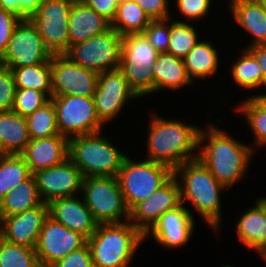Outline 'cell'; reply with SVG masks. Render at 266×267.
Segmentation results:
<instances>
[{
	"label": "cell",
	"instance_id": "obj_12",
	"mask_svg": "<svg viewBox=\"0 0 266 267\" xmlns=\"http://www.w3.org/2000/svg\"><path fill=\"white\" fill-rule=\"evenodd\" d=\"M52 54L30 19L24 18L16 25L0 64L8 68L46 63Z\"/></svg>",
	"mask_w": 266,
	"mask_h": 267
},
{
	"label": "cell",
	"instance_id": "obj_50",
	"mask_svg": "<svg viewBox=\"0 0 266 267\" xmlns=\"http://www.w3.org/2000/svg\"><path fill=\"white\" fill-rule=\"evenodd\" d=\"M222 267H233V266H230V265H223Z\"/></svg>",
	"mask_w": 266,
	"mask_h": 267
},
{
	"label": "cell",
	"instance_id": "obj_24",
	"mask_svg": "<svg viewBox=\"0 0 266 267\" xmlns=\"http://www.w3.org/2000/svg\"><path fill=\"white\" fill-rule=\"evenodd\" d=\"M229 2L236 23L253 37L248 47L266 44V6L251 0Z\"/></svg>",
	"mask_w": 266,
	"mask_h": 267
},
{
	"label": "cell",
	"instance_id": "obj_25",
	"mask_svg": "<svg viewBox=\"0 0 266 267\" xmlns=\"http://www.w3.org/2000/svg\"><path fill=\"white\" fill-rule=\"evenodd\" d=\"M30 140L26 117L0 112V154H21Z\"/></svg>",
	"mask_w": 266,
	"mask_h": 267
},
{
	"label": "cell",
	"instance_id": "obj_1",
	"mask_svg": "<svg viewBox=\"0 0 266 267\" xmlns=\"http://www.w3.org/2000/svg\"><path fill=\"white\" fill-rule=\"evenodd\" d=\"M206 129H201L199 133V146L204 148L198 153V158L228 189L245 176L254 150L234 140L217 126L211 124Z\"/></svg>",
	"mask_w": 266,
	"mask_h": 267
},
{
	"label": "cell",
	"instance_id": "obj_20",
	"mask_svg": "<svg viewBox=\"0 0 266 267\" xmlns=\"http://www.w3.org/2000/svg\"><path fill=\"white\" fill-rule=\"evenodd\" d=\"M48 216L66 228L79 232L89 239L99 223L90 209L75 196L57 198L48 203Z\"/></svg>",
	"mask_w": 266,
	"mask_h": 267
},
{
	"label": "cell",
	"instance_id": "obj_32",
	"mask_svg": "<svg viewBox=\"0 0 266 267\" xmlns=\"http://www.w3.org/2000/svg\"><path fill=\"white\" fill-rule=\"evenodd\" d=\"M242 53L231 67V75L235 82L245 89L264 86V76L258 61L246 47Z\"/></svg>",
	"mask_w": 266,
	"mask_h": 267
},
{
	"label": "cell",
	"instance_id": "obj_36",
	"mask_svg": "<svg viewBox=\"0 0 266 267\" xmlns=\"http://www.w3.org/2000/svg\"><path fill=\"white\" fill-rule=\"evenodd\" d=\"M0 267H41L35 248L12 244L0 237Z\"/></svg>",
	"mask_w": 266,
	"mask_h": 267
},
{
	"label": "cell",
	"instance_id": "obj_39",
	"mask_svg": "<svg viewBox=\"0 0 266 267\" xmlns=\"http://www.w3.org/2000/svg\"><path fill=\"white\" fill-rule=\"evenodd\" d=\"M15 93L16 86L10 68L0 64V112L13 109Z\"/></svg>",
	"mask_w": 266,
	"mask_h": 267
},
{
	"label": "cell",
	"instance_id": "obj_31",
	"mask_svg": "<svg viewBox=\"0 0 266 267\" xmlns=\"http://www.w3.org/2000/svg\"><path fill=\"white\" fill-rule=\"evenodd\" d=\"M31 175L29 166L20 154H0V202Z\"/></svg>",
	"mask_w": 266,
	"mask_h": 267
},
{
	"label": "cell",
	"instance_id": "obj_16",
	"mask_svg": "<svg viewBox=\"0 0 266 267\" xmlns=\"http://www.w3.org/2000/svg\"><path fill=\"white\" fill-rule=\"evenodd\" d=\"M33 175L43 203L48 204L57 198L76 196L75 194L82 190L84 176L70 158L60 164L39 170Z\"/></svg>",
	"mask_w": 266,
	"mask_h": 267
},
{
	"label": "cell",
	"instance_id": "obj_15",
	"mask_svg": "<svg viewBox=\"0 0 266 267\" xmlns=\"http://www.w3.org/2000/svg\"><path fill=\"white\" fill-rule=\"evenodd\" d=\"M139 98L129 87L120 69L98 74V84L93 95L99 121L104 125L113 120L130 99Z\"/></svg>",
	"mask_w": 266,
	"mask_h": 267
},
{
	"label": "cell",
	"instance_id": "obj_8",
	"mask_svg": "<svg viewBox=\"0 0 266 267\" xmlns=\"http://www.w3.org/2000/svg\"><path fill=\"white\" fill-rule=\"evenodd\" d=\"M83 199L99 224L122 223L129 221L128 209L117 177H84Z\"/></svg>",
	"mask_w": 266,
	"mask_h": 267
},
{
	"label": "cell",
	"instance_id": "obj_46",
	"mask_svg": "<svg viewBox=\"0 0 266 267\" xmlns=\"http://www.w3.org/2000/svg\"><path fill=\"white\" fill-rule=\"evenodd\" d=\"M247 49L254 55L261 67L264 76V86L266 88V44L247 47Z\"/></svg>",
	"mask_w": 266,
	"mask_h": 267
},
{
	"label": "cell",
	"instance_id": "obj_45",
	"mask_svg": "<svg viewBox=\"0 0 266 267\" xmlns=\"http://www.w3.org/2000/svg\"><path fill=\"white\" fill-rule=\"evenodd\" d=\"M97 14L102 15L108 21L112 22L119 5L120 0H82Z\"/></svg>",
	"mask_w": 266,
	"mask_h": 267
},
{
	"label": "cell",
	"instance_id": "obj_27",
	"mask_svg": "<svg viewBox=\"0 0 266 267\" xmlns=\"http://www.w3.org/2000/svg\"><path fill=\"white\" fill-rule=\"evenodd\" d=\"M41 203L36 179L32 174L13 188L0 202V218L22 213Z\"/></svg>",
	"mask_w": 266,
	"mask_h": 267
},
{
	"label": "cell",
	"instance_id": "obj_19",
	"mask_svg": "<svg viewBox=\"0 0 266 267\" xmlns=\"http://www.w3.org/2000/svg\"><path fill=\"white\" fill-rule=\"evenodd\" d=\"M194 216L183 204L163 214L154 226L144 235V239L152 233V238L168 248L185 246L194 230Z\"/></svg>",
	"mask_w": 266,
	"mask_h": 267
},
{
	"label": "cell",
	"instance_id": "obj_44",
	"mask_svg": "<svg viewBox=\"0 0 266 267\" xmlns=\"http://www.w3.org/2000/svg\"><path fill=\"white\" fill-rule=\"evenodd\" d=\"M152 20L169 19V0H134Z\"/></svg>",
	"mask_w": 266,
	"mask_h": 267
},
{
	"label": "cell",
	"instance_id": "obj_7",
	"mask_svg": "<svg viewBox=\"0 0 266 267\" xmlns=\"http://www.w3.org/2000/svg\"><path fill=\"white\" fill-rule=\"evenodd\" d=\"M173 175L174 171L166 165L149 159L137 162L126 156L116 177L126 205L131 210L163 186Z\"/></svg>",
	"mask_w": 266,
	"mask_h": 267
},
{
	"label": "cell",
	"instance_id": "obj_2",
	"mask_svg": "<svg viewBox=\"0 0 266 267\" xmlns=\"http://www.w3.org/2000/svg\"><path fill=\"white\" fill-rule=\"evenodd\" d=\"M148 130L147 159L174 171L184 162L198 158L199 154L193 151L201 149L199 127L153 115Z\"/></svg>",
	"mask_w": 266,
	"mask_h": 267
},
{
	"label": "cell",
	"instance_id": "obj_11",
	"mask_svg": "<svg viewBox=\"0 0 266 267\" xmlns=\"http://www.w3.org/2000/svg\"><path fill=\"white\" fill-rule=\"evenodd\" d=\"M60 135L68 139L101 131L93 97L52 96Z\"/></svg>",
	"mask_w": 266,
	"mask_h": 267
},
{
	"label": "cell",
	"instance_id": "obj_17",
	"mask_svg": "<svg viewBox=\"0 0 266 267\" xmlns=\"http://www.w3.org/2000/svg\"><path fill=\"white\" fill-rule=\"evenodd\" d=\"M181 204L179 181L173 175L146 200L130 210L129 222L145 235L163 214Z\"/></svg>",
	"mask_w": 266,
	"mask_h": 267
},
{
	"label": "cell",
	"instance_id": "obj_35",
	"mask_svg": "<svg viewBox=\"0 0 266 267\" xmlns=\"http://www.w3.org/2000/svg\"><path fill=\"white\" fill-rule=\"evenodd\" d=\"M236 111L245 115L249 127L254 133L255 143L262 146L266 142V105L257 97L250 96L236 107Z\"/></svg>",
	"mask_w": 266,
	"mask_h": 267
},
{
	"label": "cell",
	"instance_id": "obj_34",
	"mask_svg": "<svg viewBox=\"0 0 266 267\" xmlns=\"http://www.w3.org/2000/svg\"><path fill=\"white\" fill-rule=\"evenodd\" d=\"M195 27L183 21L170 23V40L167 53L184 59L199 42Z\"/></svg>",
	"mask_w": 266,
	"mask_h": 267
},
{
	"label": "cell",
	"instance_id": "obj_43",
	"mask_svg": "<svg viewBox=\"0 0 266 267\" xmlns=\"http://www.w3.org/2000/svg\"><path fill=\"white\" fill-rule=\"evenodd\" d=\"M41 0H0V9L8 10L22 19H29L39 8Z\"/></svg>",
	"mask_w": 266,
	"mask_h": 267
},
{
	"label": "cell",
	"instance_id": "obj_5",
	"mask_svg": "<svg viewBox=\"0 0 266 267\" xmlns=\"http://www.w3.org/2000/svg\"><path fill=\"white\" fill-rule=\"evenodd\" d=\"M101 132L69 138V158L84 177H116L127 156L110 140L101 136Z\"/></svg>",
	"mask_w": 266,
	"mask_h": 267
},
{
	"label": "cell",
	"instance_id": "obj_30",
	"mask_svg": "<svg viewBox=\"0 0 266 267\" xmlns=\"http://www.w3.org/2000/svg\"><path fill=\"white\" fill-rule=\"evenodd\" d=\"M16 89L32 88L52 97L51 60L20 68H10Z\"/></svg>",
	"mask_w": 266,
	"mask_h": 267
},
{
	"label": "cell",
	"instance_id": "obj_33",
	"mask_svg": "<svg viewBox=\"0 0 266 267\" xmlns=\"http://www.w3.org/2000/svg\"><path fill=\"white\" fill-rule=\"evenodd\" d=\"M30 139L59 135L56 110L50 99L46 104L26 117Z\"/></svg>",
	"mask_w": 266,
	"mask_h": 267
},
{
	"label": "cell",
	"instance_id": "obj_28",
	"mask_svg": "<svg viewBox=\"0 0 266 267\" xmlns=\"http://www.w3.org/2000/svg\"><path fill=\"white\" fill-rule=\"evenodd\" d=\"M183 60L192 82L194 78L208 79L218 69V53L209 41H199Z\"/></svg>",
	"mask_w": 266,
	"mask_h": 267
},
{
	"label": "cell",
	"instance_id": "obj_47",
	"mask_svg": "<svg viewBox=\"0 0 266 267\" xmlns=\"http://www.w3.org/2000/svg\"><path fill=\"white\" fill-rule=\"evenodd\" d=\"M263 104L266 105V94L255 95Z\"/></svg>",
	"mask_w": 266,
	"mask_h": 267
},
{
	"label": "cell",
	"instance_id": "obj_9",
	"mask_svg": "<svg viewBox=\"0 0 266 267\" xmlns=\"http://www.w3.org/2000/svg\"><path fill=\"white\" fill-rule=\"evenodd\" d=\"M80 66L102 73L120 68L122 35L112 27L104 33L71 45L64 54Z\"/></svg>",
	"mask_w": 266,
	"mask_h": 267
},
{
	"label": "cell",
	"instance_id": "obj_3",
	"mask_svg": "<svg viewBox=\"0 0 266 267\" xmlns=\"http://www.w3.org/2000/svg\"><path fill=\"white\" fill-rule=\"evenodd\" d=\"M174 176L179 179L181 203L187 200L191 202L205 222L217 232L222 215L219 194L227 188L210 173L199 158L181 164L174 170Z\"/></svg>",
	"mask_w": 266,
	"mask_h": 267
},
{
	"label": "cell",
	"instance_id": "obj_22",
	"mask_svg": "<svg viewBox=\"0 0 266 267\" xmlns=\"http://www.w3.org/2000/svg\"><path fill=\"white\" fill-rule=\"evenodd\" d=\"M110 28L111 22L105 17L97 14L82 0H74L69 15V48Z\"/></svg>",
	"mask_w": 266,
	"mask_h": 267
},
{
	"label": "cell",
	"instance_id": "obj_6",
	"mask_svg": "<svg viewBox=\"0 0 266 267\" xmlns=\"http://www.w3.org/2000/svg\"><path fill=\"white\" fill-rule=\"evenodd\" d=\"M158 54L144 33L122 36L119 69L138 97L154 93L153 67Z\"/></svg>",
	"mask_w": 266,
	"mask_h": 267
},
{
	"label": "cell",
	"instance_id": "obj_37",
	"mask_svg": "<svg viewBox=\"0 0 266 267\" xmlns=\"http://www.w3.org/2000/svg\"><path fill=\"white\" fill-rule=\"evenodd\" d=\"M49 100L50 98L44 92L32 88L16 89L12 111L27 117Z\"/></svg>",
	"mask_w": 266,
	"mask_h": 267
},
{
	"label": "cell",
	"instance_id": "obj_23",
	"mask_svg": "<svg viewBox=\"0 0 266 267\" xmlns=\"http://www.w3.org/2000/svg\"><path fill=\"white\" fill-rule=\"evenodd\" d=\"M236 230L241 242L257 254L266 248V197L256 200L255 206L241 215Z\"/></svg>",
	"mask_w": 266,
	"mask_h": 267
},
{
	"label": "cell",
	"instance_id": "obj_29",
	"mask_svg": "<svg viewBox=\"0 0 266 267\" xmlns=\"http://www.w3.org/2000/svg\"><path fill=\"white\" fill-rule=\"evenodd\" d=\"M151 22L152 20L134 0H121L111 27L124 36L144 33Z\"/></svg>",
	"mask_w": 266,
	"mask_h": 267
},
{
	"label": "cell",
	"instance_id": "obj_13",
	"mask_svg": "<svg viewBox=\"0 0 266 267\" xmlns=\"http://www.w3.org/2000/svg\"><path fill=\"white\" fill-rule=\"evenodd\" d=\"M52 96L93 97L98 73L72 62L66 55L51 57Z\"/></svg>",
	"mask_w": 266,
	"mask_h": 267
},
{
	"label": "cell",
	"instance_id": "obj_42",
	"mask_svg": "<svg viewBox=\"0 0 266 267\" xmlns=\"http://www.w3.org/2000/svg\"><path fill=\"white\" fill-rule=\"evenodd\" d=\"M49 267H94L88 244L78 250L72 251Z\"/></svg>",
	"mask_w": 266,
	"mask_h": 267
},
{
	"label": "cell",
	"instance_id": "obj_48",
	"mask_svg": "<svg viewBox=\"0 0 266 267\" xmlns=\"http://www.w3.org/2000/svg\"><path fill=\"white\" fill-rule=\"evenodd\" d=\"M253 2L259 3L261 5H265L266 6V0H251Z\"/></svg>",
	"mask_w": 266,
	"mask_h": 267
},
{
	"label": "cell",
	"instance_id": "obj_14",
	"mask_svg": "<svg viewBox=\"0 0 266 267\" xmlns=\"http://www.w3.org/2000/svg\"><path fill=\"white\" fill-rule=\"evenodd\" d=\"M87 238L47 217L40 231L35 251L41 267H49L72 251L87 244Z\"/></svg>",
	"mask_w": 266,
	"mask_h": 267
},
{
	"label": "cell",
	"instance_id": "obj_40",
	"mask_svg": "<svg viewBox=\"0 0 266 267\" xmlns=\"http://www.w3.org/2000/svg\"><path fill=\"white\" fill-rule=\"evenodd\" d=\"M21 19L11 11L0 9V57L5 53L14 29Z\"/></svg>",
	"mask_w": 266,
	"mask_h": 267
},
{
	"label": "cell",
	"instance_id": "obj_21",
	"mask_svg": "<svg viewBox=\"0 0 266 267\" xmlns=\"http://www.w3.org/2000/svg\"><path fill=\"white\" fill-rule=\"evenodd\" d=\"M31 173L60 164L69 158V139L63 135L31 139L20 154Z\"/></svg>",
	"mask_w": 266,
	"mask_h": 267
},
{
	"label": "cell",
	"instance_id": "obj_18",
	"mask_svg": "<svg viewBox=\"0 0 266 267\" xmlns=\"http://www.w3.org/2000/svg\"><path fill=\"white\" fill-rule=\"evenodd\" d=\"M48 217V204L25 210L22 213L1 219L0 237L5 241L35 248L45 219Z\"/></svg>",
	"mask_w": 266,
	"mask_h": 267
},
{
	"label": "cell",
	"instance_id": "obj_4",
	"mask_svg": "<svg viewBox=\"0 0 266 267\" xmlns=\"http://www.w3.org/2000/svg\"><path fill=\"white\" fill-rule=\"evenodd\" d=\"M144 235L129 221L99 224L87 240L94 267H128Z\"/></svg>",
	"mask_w": 266,
	"mask_h": 267
},
{
	"label": "cell",
	"instance_id": "obj_49",
	"mask_svg": "<svg viewBox=\"0 0 266 267\" xmlns=\"http://www.w3.org/2000/svg\"><path fill=\"white\" fill-rule=\"evenodd\" d=\"M262 256L263 260L266 262V248L260 253Z\"/></svg>",
	"mask_w": 266,
	"mask_h": 267
},
{
	"label": "cell",
	"instance_id": "obj_38",
	"mask_svg": "<svg viewBox=\"0 0 266 267\" xmlns=\"http://www.w3.org/2000/svg\"><path fill=\"white\" fill-rule=\"evenodd\" d=\"M167 21L169 19L152 21L144 31L149 42L158 52H167L169 48L170 24Z\"/></svg>",
	"mask_w": 266,
	"mask_h": 267
},
{
	"label": "cell",
	"instance_id": "obj_10",
	"mask_svg": "<svg viewBox=\"0 0 266 267\" xmlns=\"http://www.w3.org/2000/svg\"><path fill=\"white\" fill-rule=\"evenodd\" d=\"M74 0H41L38 10L29 18L52 55L69 49V15Z\"/></svg>",
	"mask_w": 266,
	"mask_h": 267
},
{
	"label": "cell",
	"instance_id": "obj_26",
	"mask_svg": "<svg viewBox=\"0 0 266 267\" xmlns=\"http://www.w3.org/2000/svg\"><path fill=\"white\" fill-rule=\"evenodd\" d=\"M154 93L161 89H178L194 84L189 78L183 59L167 52H159L153 67Z\"/></svg>",
	"mask_w": 266,
	"mask_h": 267
},
{
	"label": "cell",
	"instance_id": "obj_41",
	"mask_svg": "<svg viewBox=\"0 0 266 267\" xmlns=\"http://www.w3.org/2000/svg\"><path fill=\"white\" fill-rule=\"evenodd\" d=\"M176 4L181 15L188 18L187 21H191L208 15L211 0H177Z\"/></svg>",
	"mask_w": 266,
	"mask_h": 267
}]
</instances>
